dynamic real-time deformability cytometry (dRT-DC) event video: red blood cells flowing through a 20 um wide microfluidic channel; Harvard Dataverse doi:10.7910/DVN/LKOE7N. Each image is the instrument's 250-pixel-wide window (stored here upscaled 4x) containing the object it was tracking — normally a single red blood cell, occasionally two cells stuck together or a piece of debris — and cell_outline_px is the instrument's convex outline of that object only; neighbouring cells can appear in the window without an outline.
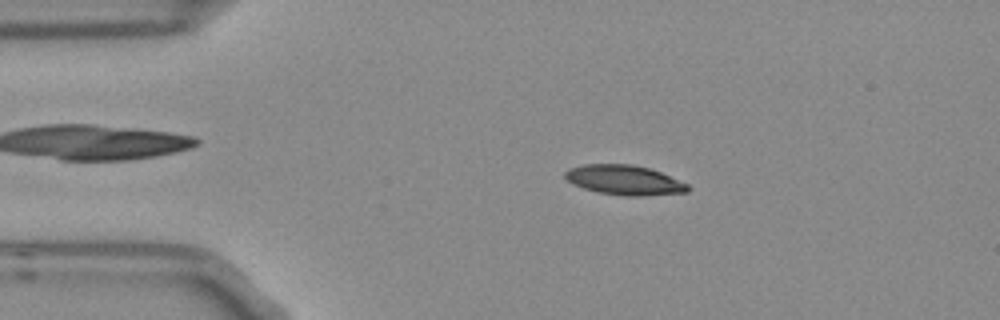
{"species": "Egyptian fruit bat (a non-hibernating species)", "species_latin": "Rousettus aegyptiacus", "temperature_condition": "room temperature", "stored_images_in_passage": 3, "camera_frame_rate_fps": 3000, "um_per_image_px": 0.085, "frame": {"image": 1, "passage_image": 2, "time_ms": 0.333, "image_size_px": [1000, 320], "cell_outline_px": [[688, 192], [640, 196], [624, 196], [600, 192], [584, 188], [572, 184], [564, 176], [564, 172], [572, 168], [584, 164], [632, 164], [648, 168], [660, 172], [688, 184]], "centroid_in_image_um": [53.06, 15.3], "position_along_channel_um": 31.9, "area_um2": 21.04}}